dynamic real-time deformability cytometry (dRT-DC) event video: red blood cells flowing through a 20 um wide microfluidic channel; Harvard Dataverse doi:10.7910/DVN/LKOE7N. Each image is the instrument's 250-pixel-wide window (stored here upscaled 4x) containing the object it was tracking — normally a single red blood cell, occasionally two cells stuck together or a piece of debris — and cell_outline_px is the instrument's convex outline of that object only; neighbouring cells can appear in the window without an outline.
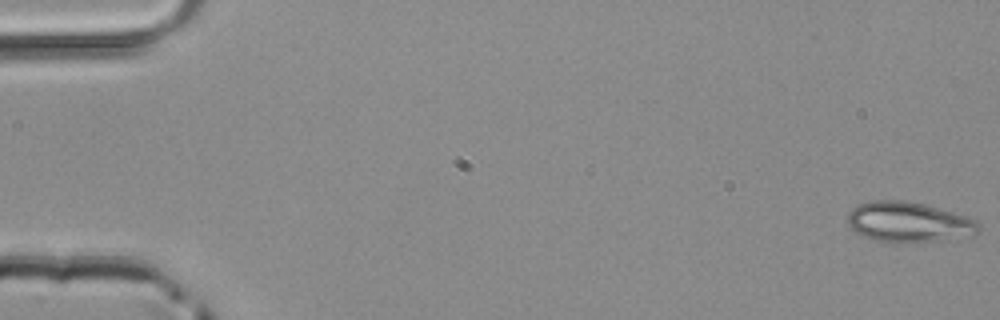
{"species": "common noctule bat (a hibernating species)", "species_latin": "Nyctalus noctula", "temperature_condition": "room temperature", "stored_images_in_passage": 51, "segment_of_instrument_passage": [1, 2], "camera_frame_rate_fps": 3000, "um_per_image_px": 0.085, "animal": {"sex": "male", "body_mass_g": 20.4}, "frame": {"image": 1, "passage_image": 1, "time_ms": 0.0, "image_size_px": [1000, 320], "cell_outline_px": [[980, 228], [972, 236], [940, 240], [872, 240], [848, 228], [848, 212], [852, 208], [860, 204], [872, 200], [908, 200], [924, 204], [952, 212], [976, 220], [980, 224]], "centroid_in_image_um": [77.21, 18.84], "position_along_channel_um": 7.8, "area_um2": 30.11}}
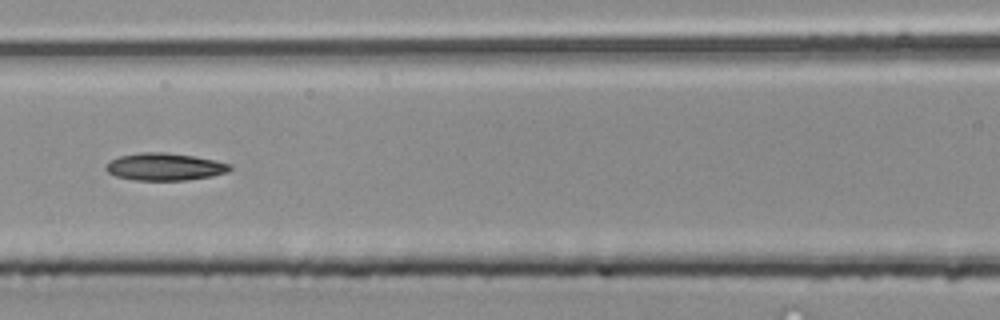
{"frame": {"image": 2, "passage_image": 23, "time_ms": 7.333, "image_size_px": [1000, 320], "cell_outline_px": [[232, 168], [228, 172], [212, 176], [184, 180], [136, 180], [116, 176], [108, 172], [104, 168], [112, 160], [120, 156], [140, 152], [164, 152], [192, 156], [216, 160], [232, 164]], "centroid_in_image_um": [14.04, 14.17], "position_along_channel_um": 152.6, "area_um2": 19.65}}
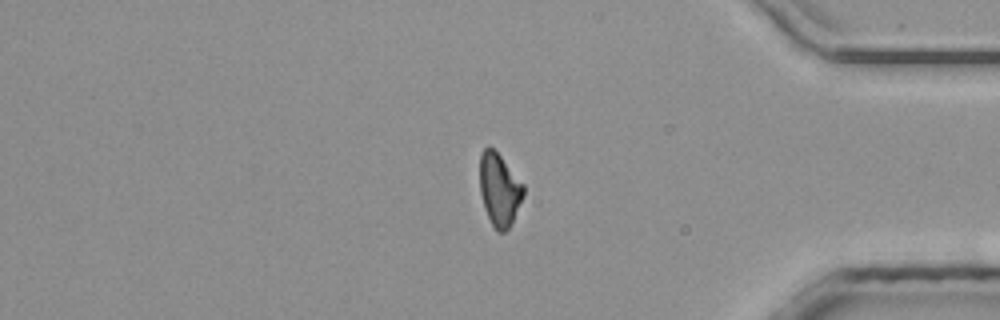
{"frame": {"image": 3, "passage_image": 42, "time_ms": 13.667, "image_size_px": [1000, 320], "cell_outline_px": [[524, 196], [508, 228], [504, 232], [496, 232], [488, 216], [480, 192], [480, 156], [484, 148], [488, 144], [500, 156], [524, 184]], "centroid_in_image_um": [42.44, 16.1], "position_along_channel_um": 392.8, "area_um2": 18.21}}